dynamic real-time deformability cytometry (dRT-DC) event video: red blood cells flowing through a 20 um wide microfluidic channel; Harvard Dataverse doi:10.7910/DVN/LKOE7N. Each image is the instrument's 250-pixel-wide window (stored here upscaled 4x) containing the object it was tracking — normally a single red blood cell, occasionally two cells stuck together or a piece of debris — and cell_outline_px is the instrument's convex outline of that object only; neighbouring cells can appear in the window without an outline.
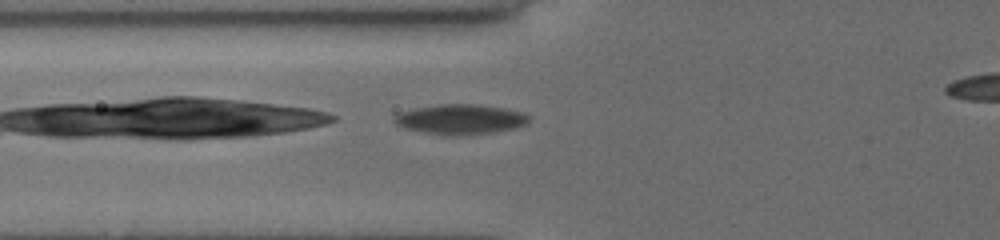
{"species": "common noctule bat (a hibernating species)", "species_latin": "Nyctalus noctula", "temperature_condition": "cold", "stored_images_in_passage": 34, "camera_frame_rate_fps": 3000, "um_per_image_px": 0.085, "animal": {"sex": "female", "body_mass_g": 19.5, "forearm_length_mm": 54.1}, "frame": {"image": 1, "passage_image": 5, "time_ms": 1.333, "image_size_px": [1000, 240], "cell_outline_px": [[528, 124], [512, 128], [492, 132], [452, 136], [424, 132], [408, 128], [396, 124], [392, 120], [392, 116], [400, 112], [416, 108], [440, 104], [476, 104], [500, 108], [520, 112], [528, 116]], "centroid_in_image_um": [39.08, 10.14], "position_along_channel_um": 86.7, "area_um2": 23.06}}
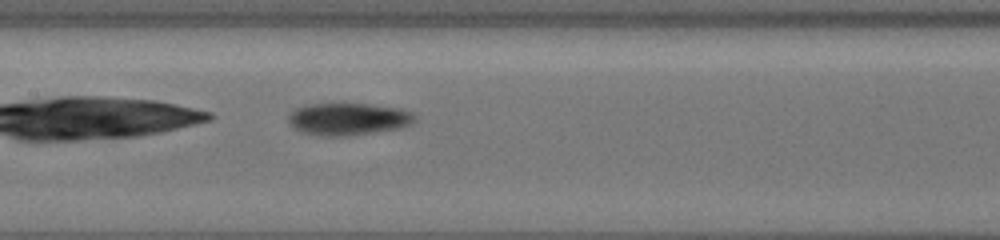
{"frame": {"image": 2, "passage_image": 12, "time_ms": 3.667, "image_size_px": [1000, 240], "cell_outline_px": [[412, 120], [408, 124], [392, 128], [344, 136], [320, 136], [304, 132], [296, 128], [288, 120], [292, 112], [296, 108], [312, 104], [364, 104], [396, 108], [408, 112], [412, 116]], "centroid_in_image_um": [29.48, 10.11], "position_along_channel_um": 177.9, "area_um2": 22.43}}
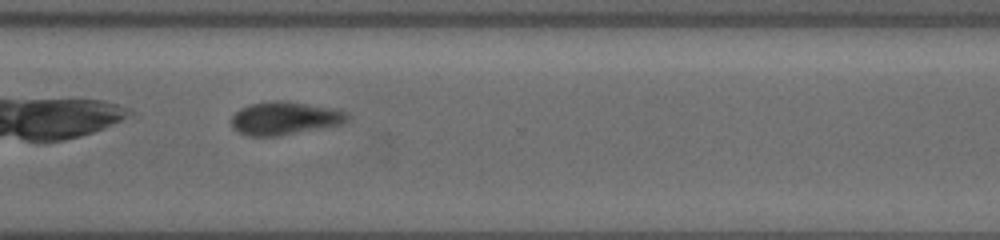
{"frame": {"image": 3, "passage_image": 25, "time_ms": 8.0, "image_size_px": [1000, 240], "cell_outline_px": [[352, 116], [348, 120], [340, 124], [276, 136], [248, 136], [232, 128], [232, 116], [240, 108], [252, 104], [272, 100], [284, 100], [344, 112]], "centroid_in_image_um": [24.13, 10.06], "position_along_channel_um": 346.5, "area_um2": 21.73}}